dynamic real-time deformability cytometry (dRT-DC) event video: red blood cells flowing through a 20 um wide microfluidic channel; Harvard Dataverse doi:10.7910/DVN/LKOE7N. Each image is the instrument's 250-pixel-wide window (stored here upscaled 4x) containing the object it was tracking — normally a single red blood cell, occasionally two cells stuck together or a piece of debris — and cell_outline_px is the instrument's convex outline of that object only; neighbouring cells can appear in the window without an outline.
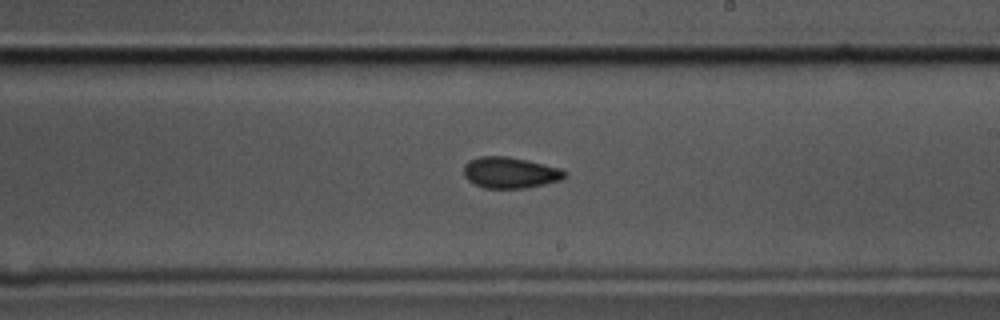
{"species": "common noctule bat (a hibernating species)", "species_latin": "Nyctalus noctula", "temperature_condition": "cold", "stored_images_in_passage": 56, "camera_frame_rate_fps": 3000, "um_per_image_px": 0.085, "animal": {"sex": "male", "body_mass_g": 17.5, "forearm_length_mm": 52.3}, "frame": {"image": 1, "passage_image": 33, "time_ms": 10.667, "image_size_px": [1000, 320], "cell_outline_px": [[568, 176], [560, 180], [544, 184], [524, 188], [484, 188], [468, 180], [464, 176], [464, 164], [468, 160], [480, 156], [508, 156], [560, 168], [568, 172]], "centroid_in_image_um": [43.36, 14.67], "position_along_channel_um": 245.6, "area_um2": 18.32}}
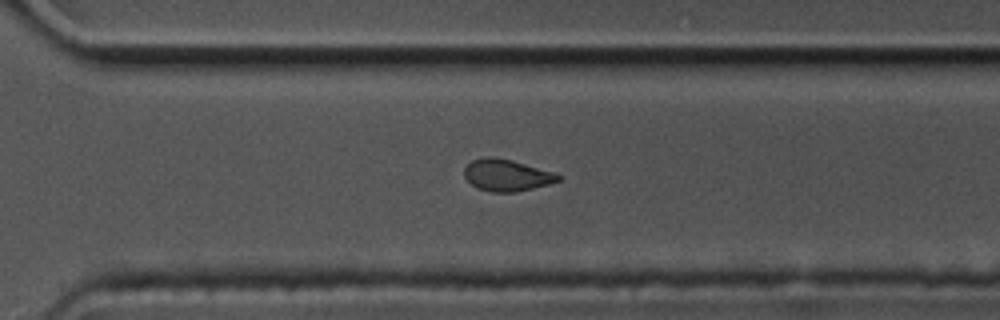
{"frame": {"image": 2, "passage_image": 40, "time_ms": 13.0, "image_size_px": [1000, 320], "cell_outline_px": [[560, 180], [548, 184], [516, 192], [492, 192], [476, 188], [464, 176], [464, 168], [472, 160], [484, 156], [488, 156], [512, 160], [556, 172], [560, 176]], "centroid_in_image_um": [43.06, 14.88], "position_along_channel_um": 327.5, "area_um2": 17.4}}
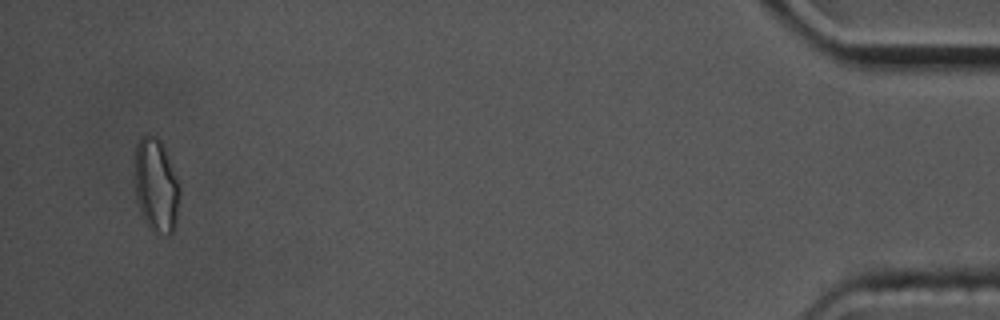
{"frame": {"image": 3, "passage_image": 55, "time_ms": 18.0, "image_size_px": [1000, 320], "cell_outline_px": [[180, 192], [176, 220], [172, 232], [168, 236], [156, 236], [148, 228], [144, 220], [136, 196], [132, 180], [136, 144], [140, 136], [148, 132], [156, 136], [160, 140], [164, 148], [180, 184]], "centroid_in_image_um": [13.23, 15.76], "position_along_channel_um": 422.0, "area_um2": 25.49}}